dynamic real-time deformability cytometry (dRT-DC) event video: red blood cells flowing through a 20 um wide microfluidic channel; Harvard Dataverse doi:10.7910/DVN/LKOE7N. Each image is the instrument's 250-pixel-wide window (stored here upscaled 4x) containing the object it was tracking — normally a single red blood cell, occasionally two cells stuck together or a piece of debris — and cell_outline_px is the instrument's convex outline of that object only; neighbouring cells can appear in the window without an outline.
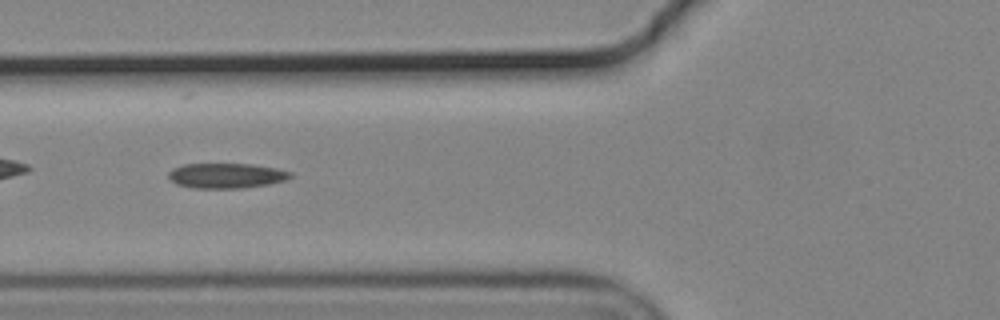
{"species": "common noctule bat (a hibernating species)", "species_latin": "Nyctalus noctula", "temperature_condition": "cold", "stored_images_in_passage": 41, "camera_frame_rate_fps": 3000, "um_per_image_px": 0.085, "animal": {"sex": "male", "body_mass_g": 19.2, "forearm_length_mm": 51.8}, "frame": {"image": 1, "passage_image": 7, "time_ms": 2.0, "image_size_px": [1000, 320], "cell_outline_px": [[292, 176], [288, 180], [268, 184], [244, 188], [192, 188], [176, 184], [168, 176], [168, 172], [172, 168], [184, 164], [252, 164], [276, 168], [292, 172]], "centroid_in_image_um": [19.25, 14.93], "position_along_channel_um": 106.6, "area_um2": 17.92}}
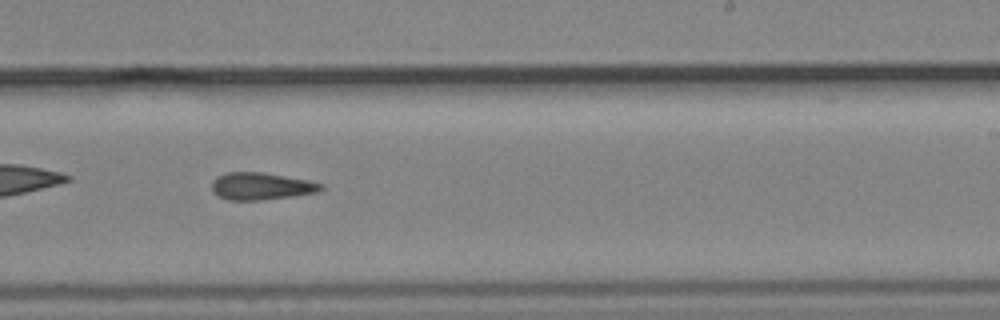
{"frame": {"image": 2, "passage_image": 20, "time_ms": 6.333, "image_size_px": [1000, 320], "cell_outline_px": [[324, 188], [316, 192], [292, 196], [260, 200], [228, 200], [212, 192], [212, 180], [216, 176], [228, 172], [264, 172], [308, 180], [324, 184]], "centroid_in_image_um": [22.18, 15.82], "position_along_channel_um": 266.8, "area_um2": 17.34}}
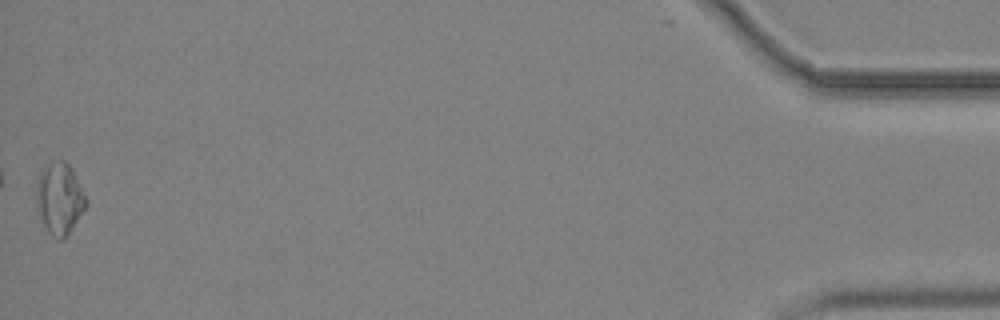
{"frame": {"image": 3, "passage_image": 41, "time_ms": 13.333, "image_size_px": [1000, 320], "cell_outline_px": [[88, 204], [68, 236], [64, 240], [56, 240], [48, 232], [36, 212], [36, 180], [40, 172], [48, 164], [60, 160], [64, 160], [72, 168], [88, 200]], "centroid_in_image_um": [5.05, 16.92], "position_along_channel_um": 430.1, "area_um2": 21.21}}